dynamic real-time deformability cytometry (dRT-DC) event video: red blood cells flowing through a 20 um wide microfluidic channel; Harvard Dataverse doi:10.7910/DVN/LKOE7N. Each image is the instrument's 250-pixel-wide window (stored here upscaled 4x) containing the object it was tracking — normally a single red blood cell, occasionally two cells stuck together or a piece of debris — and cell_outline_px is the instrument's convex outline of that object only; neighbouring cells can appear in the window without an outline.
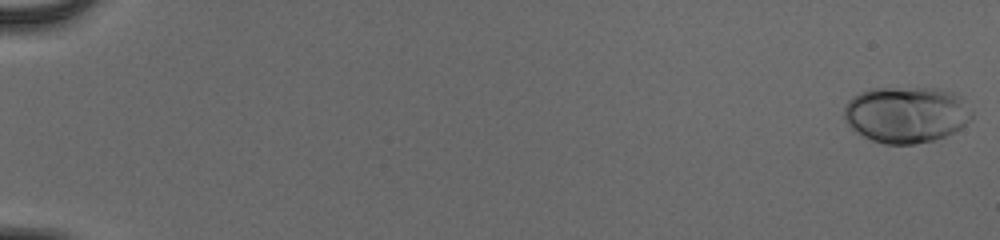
{"species": "human", "species_latin": "Homo sapiens", "temperature_condition": "cold", "stored_images_in_passage": 55, "camera_frame_rate_fps": 3000, "um_per_image_px": 0.085, "donor": {"sex": "male"}, "frame": {"image": 1, "passage_image": 1, "time_ms": 0.0, "image_size_px": [1000, 240], "cell_outline_px": [[972, 116], [960, 128], [944, 136], [932, 140], [912, 144], [884, 144], [872, 140], [856, 132], [844, 120], [844, 108], [848, 100], [852, 96], [860, 92], [872, 88], [940, 88], [956, 92], [960, 96], [972, 112]], "centroid_in_image_um": [77.01, 9.71], "position_along_channel_um": 8.0, "area_um2": 41.96}}
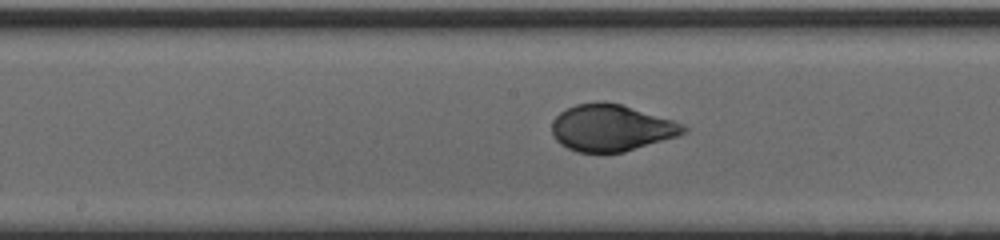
{"frame": {"image": 2, "passage_image": 31, "time_ms": 10.0, "image_size_px": [1000, 240], "cell_outline_px": [[688, 128], [680, 136], [624, 152], [576, 152], [560, 144], [552, 136], [552, 120], [560, 112], [576, 104], [600, 100], [604, 100], [620, 104], [672, 120], [684, 124]], "centroid_in_image_um": [51.94, 10.86], "position_along_channel_um": 196.3, "area_um2": 35.95}}
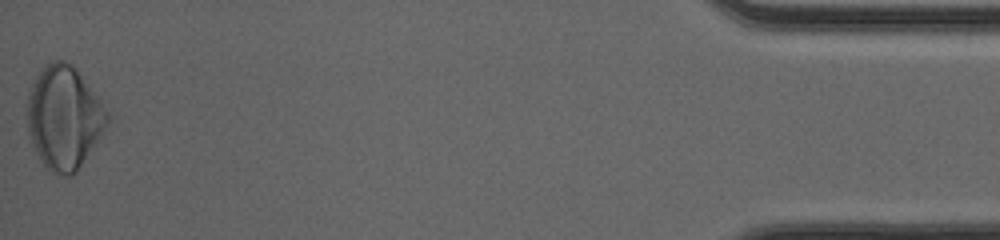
{"frame": {"image": 3, "passage_image": 55, "time_ms": 18.0, "image_size_px": [1000, 240], "cell_outline_px": [[112, 116], [76, 172], [72, 176], [56, 176], [48, 172], [40, 160], [32, 144], [28, 132], [28, 88], [36, 72], [44, 64], [52, 60], [64, 60], [72, 64], [76, 68]], "centroid_in_image_um": [5.41, 9.97], "position_along_channel_um": 429.8, "area_um2": 48.49}, "authors_computed_cell_mechanics": {"area_um2": 37.2232, "velocity_mm_per_s": 3.9218, "shape_relaxation_time_tau1_ms": 3.4485, "shape_relaxation_time_tau2_ms": null, "deformation_change_tau1": 0.1623, "deformation_change_tau2": null}}